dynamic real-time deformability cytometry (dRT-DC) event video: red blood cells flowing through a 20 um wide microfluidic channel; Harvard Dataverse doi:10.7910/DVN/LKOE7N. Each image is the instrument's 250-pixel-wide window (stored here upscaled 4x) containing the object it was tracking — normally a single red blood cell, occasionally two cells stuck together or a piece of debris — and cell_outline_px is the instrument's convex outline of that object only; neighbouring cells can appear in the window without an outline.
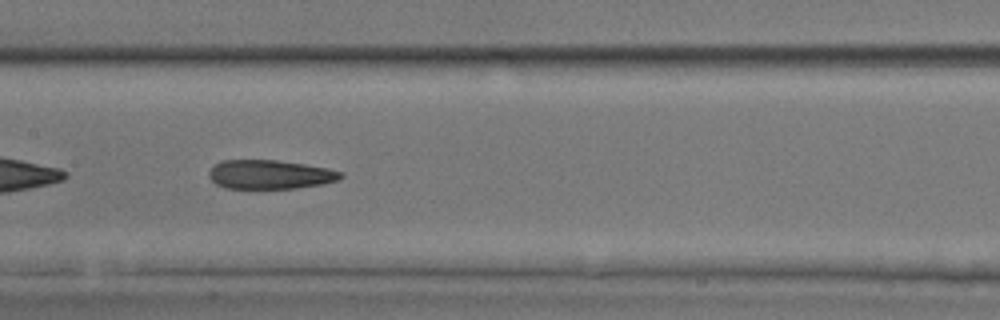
{"species": "common noctule bat (a hibernating species)", "species_latin": "Nyctalus noctula", "temperature_condition": "room temperature", "stored_images_in_passage": 35, "camera_frame_rate_fps": 3000, "um_per_image_px": 0.085, "animal": {"sex": "male", "body_mass_g": 17.9, "forearm_length_mm": 54.2}, "frame": {"image": 1, "passage_image": 10, "time_ms": 3.0, "image_size_px": [1000, 320], "cell_outline_px": [[344, 176], [340, 180], [320, 184], [296, 188], [224, 188], [216, 184], [208, 176], [208, 172], [220, 160], [276, 160], [304, 164], [328, 168], [344, 172]], "centroid_in_image_um": [22.96, 14.83], "position_along_channel_um": 184.4, "area_um2": 22.31}}